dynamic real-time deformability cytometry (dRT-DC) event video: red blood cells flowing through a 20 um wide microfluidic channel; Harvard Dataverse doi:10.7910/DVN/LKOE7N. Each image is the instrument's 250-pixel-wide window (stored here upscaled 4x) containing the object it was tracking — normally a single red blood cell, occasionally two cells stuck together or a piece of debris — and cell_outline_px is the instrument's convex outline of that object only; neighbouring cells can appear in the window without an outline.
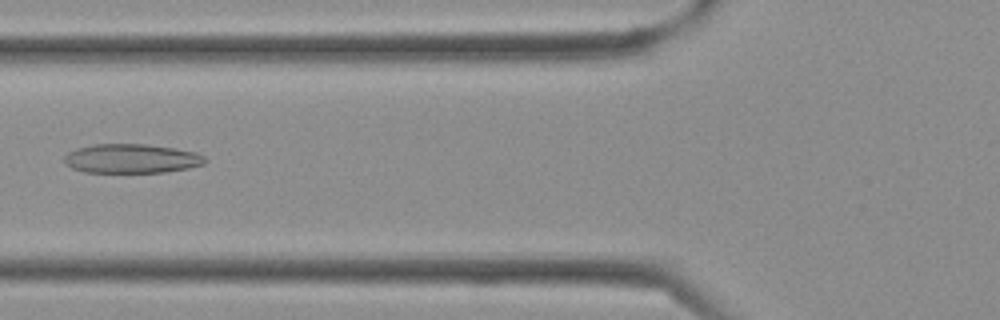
{"species": "Egyptian fruit bat (a non-hibernating species)", "species_latin": "Rousettus aegyptiacus", "temperature_condition": "cold", "stored_images_in_passage": 37, "camera_frame_rate_fps": 3000, "um_per_image_px": 0.085, "frame": {"image": 1, "passage_image": 14, "time_ms": 4.333, "image_size_px": [1000, 320], "cell_outline_px": [[208, 160], [204, 164], [188, 168], [164, 172], [84, 172], [72, 168], [64, 164], [64, 156], [68, 152], [76, 148], [92, 144], [144, 144], [176, 148], [196, 152], [204, 156]], "centroid_in_image_um": [11.17, 13.47], "position_along_channel_um": 114.6, "area_um2": 24.1}}
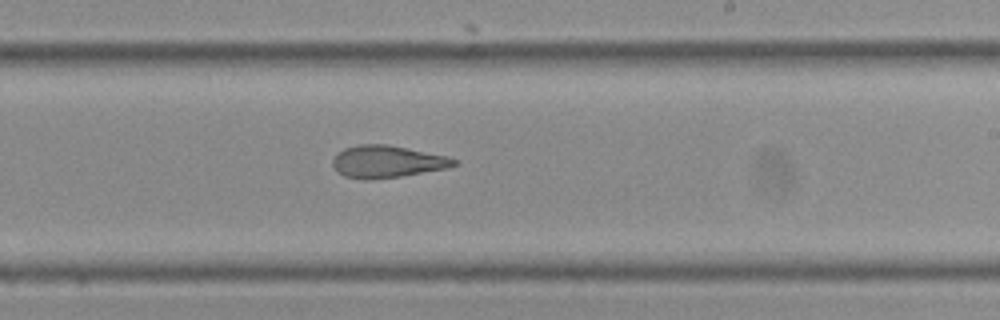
{"frame": {"image": 2, "passage_image": 22, "time_ms": 7.0, "image_size_px": [1000, 320], "cell_outline_px": [[460, 164], [448, 168], [400, 176], [372, 180], [364, 180], [344, 176], [336, 172], [332, 164], [332, 160], [336, 152], [344, 148], [360, 144], [388, 144], [448, 156], [456, 160]], "centroid_in_image_um": [32.88, 13.74], "position_along_channel_um": 256.1, "area_um2": 23.06}}
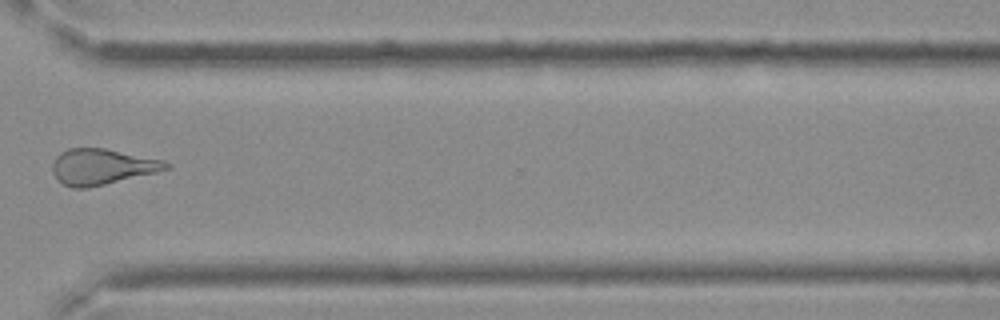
{"frame": {"image": 3, "passage_image": 28, "time_ms": 9.0, "image_size_px": [1000, 320], "cell_outline_px": [[172, 168], [156, 172], [88, 188], [72, 188], [56, 180], [52, 172], [52, 164], [56, 156], [60, 152], [68, 148], [104, 148], [164, 160], [172, 164]], "centroid_in_image_um": [8.65, 14.17], "position_along_channel_um": 361.9, "area_um2": 23.81}}